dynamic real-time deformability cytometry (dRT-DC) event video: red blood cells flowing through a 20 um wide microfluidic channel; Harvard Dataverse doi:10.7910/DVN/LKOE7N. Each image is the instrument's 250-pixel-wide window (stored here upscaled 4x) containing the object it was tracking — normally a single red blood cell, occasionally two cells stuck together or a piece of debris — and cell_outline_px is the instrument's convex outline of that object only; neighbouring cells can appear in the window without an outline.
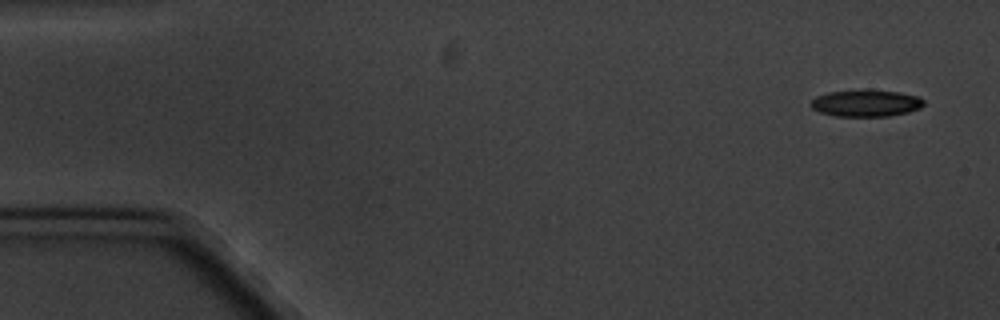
{"species": "common noctule bat (a hibernating species)", "species_latin": "Nyctalus noctula", "temperature_condition": "cold", "stored_images_in_passage": 5, "camera_frame_rate_fps": 3000, "um_per_image_px": 0.085, "animal": {"sex": "male", "body_mass_g": 20.1, "forearm_length_mm": 53.5}, "frame": {"image": 1, "passage_image": 1, "time_ms": 0.0, "image_size_px": [1000, 320], "cell_outline_px": [[924, 104], [920, 108], [908, 112], [888, 116], [836, 116], [820, 112], [812, 108], [808, 104], [816, 96], [828, 92], [864, 88], [900, 92], [916, 96], [924, 100]], "centroid_in_image_um": [73.58, 8.74], "position_along_channel_um": 11.4, "area_um2": 17.98}}